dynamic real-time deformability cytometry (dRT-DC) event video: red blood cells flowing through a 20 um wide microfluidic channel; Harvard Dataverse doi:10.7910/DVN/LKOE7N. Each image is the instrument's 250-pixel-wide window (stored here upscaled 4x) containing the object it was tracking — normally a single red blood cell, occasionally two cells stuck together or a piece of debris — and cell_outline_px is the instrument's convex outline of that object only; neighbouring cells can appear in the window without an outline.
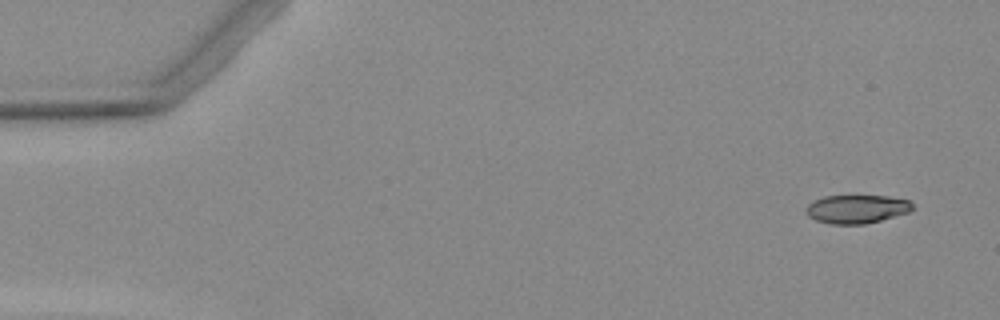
{"species": "Egyptian fruit bat (a non-hibernating species)", "species_latin": "Rousettus aegyptiacus", "temperature_condition": "warm", "stored_images_in_passage": 4, "camera_frame_rate_fps": 3000, "um_per_image_px": 0.085, "animal": {"sex": "female"}, "frame": {"image": 1, "passage_image": 1, "time_ms": 0.0, "image_size_px": [1000, 320], "cell_outline_px": [[912, 208], [908, 212], [880, 220], [864, 224], [828, 224], [816, 220], [808, 216], [804, 208], [808, 204], [824, 196], [888, 196], [908, 200], [912, 204]], "centroid_in_image_um": [72.77, 17.77], "position_along_channel_um": 12.2, "area_um2": 17.51}}